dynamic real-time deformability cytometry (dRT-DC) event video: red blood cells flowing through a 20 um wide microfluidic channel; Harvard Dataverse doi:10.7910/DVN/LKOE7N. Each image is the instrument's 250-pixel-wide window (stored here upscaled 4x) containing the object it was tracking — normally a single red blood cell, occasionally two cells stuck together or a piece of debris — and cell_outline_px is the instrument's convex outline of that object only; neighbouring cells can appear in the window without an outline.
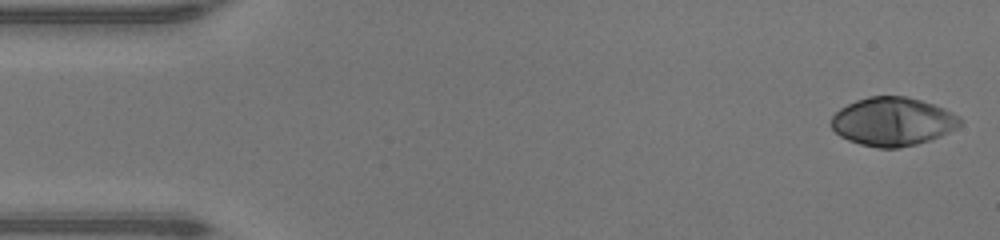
{"species": "human", "species_latin": "Homo sapiens", "temperature_condition": "warm", "stored_images_in_passage": 47, "camera_frame_rate_fps": 3000, "um_per_image_px": 0.085, "donor": {"sex": "male"}, "frame": {"image": 1, "passage_image": 1, "time_ms": 0.0, "image_size_px": [1000, 240], "cell_outline_px": [[964, 120], [956, 128], [940, 136], [916, 144], [900, 148], [876, 148], [860, 144], [848, 140], [840, 136], [832, 128], [832, 116], [840, 108], [856, 100], [868, 96], [904, 96], [920, 100], [944, 108], [960, 116]], "centroid_in_image_um": [75.88, 10.33], "position_along_channel_um": 9.1, "area_um2": 36.36}}
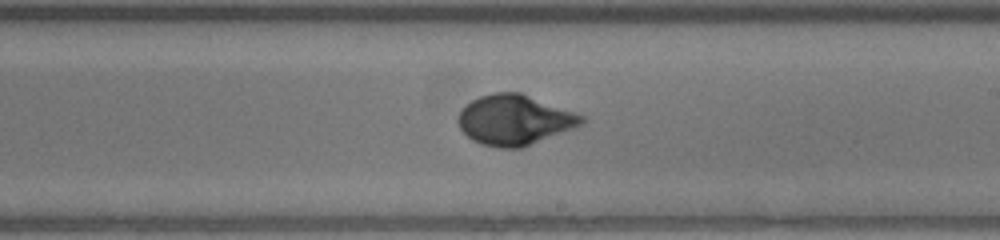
{"frame": {"image": 2, "passage_image": 27, "time_ms": 8.667, "image_size_px": [1000, 240], "cell_outline_px": [[584, 120], [580, 124], [572, 128], [520, 148], [500, 148], [484, 144], [472, 140], [460, 128], [456, 120], [460, 112], [472, 100], [480, 96], [492, 92], [520, 92], [584, 116]], "centroid_in_image_um": [43.68, 10.18], "position_along_channel_um": 245.3, "area_um2": 35.37}}
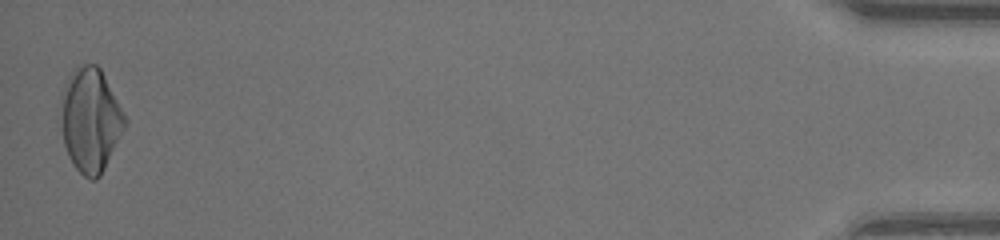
{"frame": {"image": 3, "passage_image": 47, "time_ms": 15.333, "image_size_px": [1000, 240], "cell_outline_px": [[128, 124], [100, 176], [96, 180], [92, 180], [84, 176], [76, 168], [68, 156], [64, 144], [64, 84], [68, 76], [76, 64], [96, 64], [100, 68], [128, 120]], "centroid_in_image_um": [7.75, 10.2], "position_along_channel_um": 427.5, "area_um2": 38.09}, "authors_computed_cell_mechanics": {"area_um2": 35.3736, "velocity_mm_per_s": 4.2721, "shape_relaxation_time_tau1_ms": 4.5474, "shape_relaxation_time_tau2_ms": null, "deformation_change_tau1": 0.2575, "deformation_change_tau2": null}}